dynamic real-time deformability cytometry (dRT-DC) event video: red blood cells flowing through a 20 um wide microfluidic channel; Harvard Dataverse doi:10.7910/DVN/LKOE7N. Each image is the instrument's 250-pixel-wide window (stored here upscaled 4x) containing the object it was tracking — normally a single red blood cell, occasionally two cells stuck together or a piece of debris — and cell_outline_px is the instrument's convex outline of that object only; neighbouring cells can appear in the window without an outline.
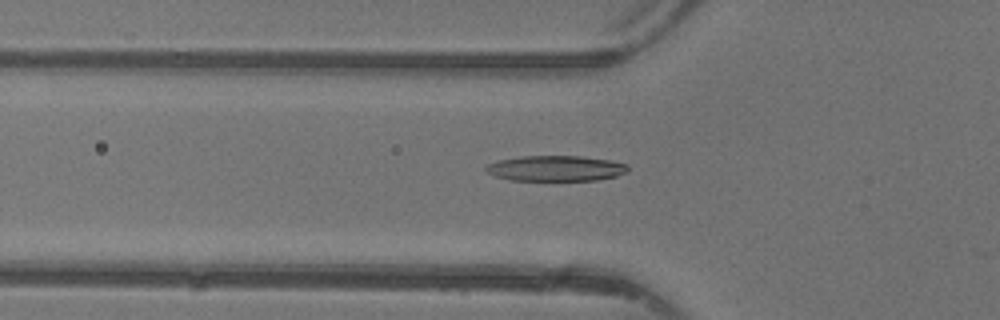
{"species": "common noctule bat (a hibernating species)", "species_latin": "Nyctalus noctula", "temperature_condition": "warm", "stored_images_in_passage": 48, "camera_frame_rate_fps": 3000, "um_per_image_px": 0.085, "animal": {"sex": "female"}, "frame": {"image": 1, "passage_image": 17, "time_ms": 5.333, "image_size_px": [1000, 320], "cell_outline_px": [[628, 172], [616, 176], [596, 180], [512, 180], [496, 176], [488, 172], [484, 168], [488, 164], [500, 160], [520, 156], [580, 156], [608, 160], [628, 164]], "centroid_in_image_um": [47.26, 14.31], "position_along_channel_um": 78.5, "area_um2": 20.92}}
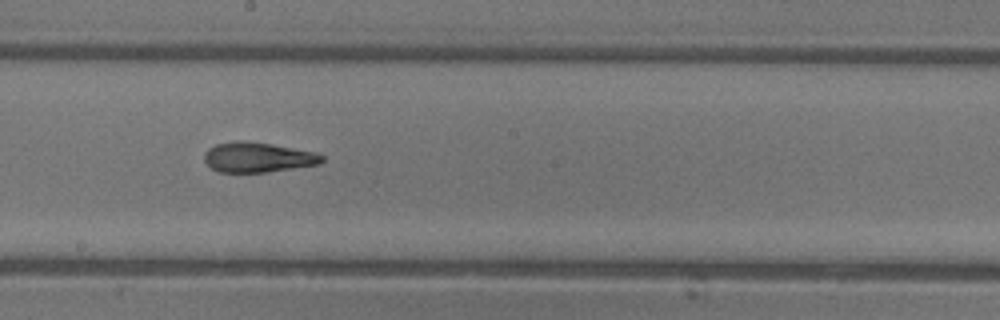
{"frame": {"image": 2, "passage_image": 27, "time_ms": 8.667, "image_size_px": [1000, 320], "cell_outline_px": [[324, 160], [320, 164], [268, 172], [220, 172], [212, 168], [204, 160], [204, 152], [208, 148], [216, 144], [236, 140], [244, 140], [272, 144], [316, 152], [324, 156]], "centroid_in_image_um": [21.92, 13.36], "position_along_channel_um": 226.3, "area_um2": 20.69}}
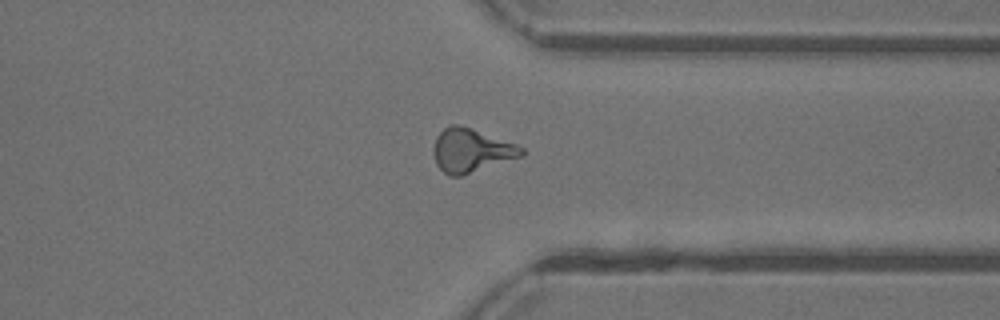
{"frame": {"image": 3, "passage_image": 37, "time_ms": 12.0, "image_size_px": [1000, 320], "cell_outline_px": [[524, 156], [460, 176], [448, 176], [436, 164], [432, 152], [432, 148], [436, 136], [448, 124], [456, 124], [472, 128], [516, 144], [524, 148]], "centroid_in_image_um": [40.03, 12.78], "position_along_channel_um": 371.4, "area_um2": 22.54}, "authors_computed_cell_mechanics": {"area_um2": 21.0103, "velocity_mm_per_s": 4.4083, "shape_relaxation_time_tau1_ms": 4.7433, "shape_relaxation_time_tau2_ms": 2.4328, "deformation_change_tau1": 0.1886, "deformation_change_tau2": 0.1271}}